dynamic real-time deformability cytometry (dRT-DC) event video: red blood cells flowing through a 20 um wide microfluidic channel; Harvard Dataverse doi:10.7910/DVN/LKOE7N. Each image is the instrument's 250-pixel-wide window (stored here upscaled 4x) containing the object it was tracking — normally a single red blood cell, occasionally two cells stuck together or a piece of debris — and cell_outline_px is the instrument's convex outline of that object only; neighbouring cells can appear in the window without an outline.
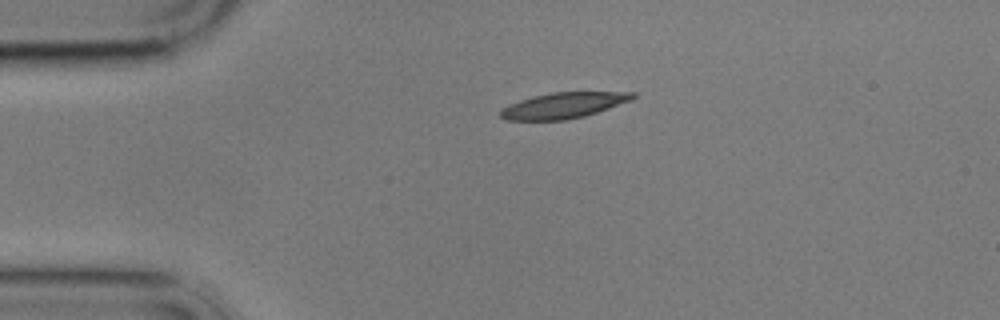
{"species": "common noctule bat (a hibernating species)", "species_latin": "Nyctalus noctula", "temperature_condition": "cold", "stored_images_in_passage": 2, "camera_frame_rate_fps": 3000, "um_per_image_px": 0.085, "animal": {"sex": "male", "body_mass_g": 17.9}, "frame": {"image": 1, "passage_image": 2, "time_ms": 2.333, "image_size_px": [1000, 320], "cell_outline_px": [[636, 96], [632, 100], [584, 116], [564, 120], [504, 120], [500, 116], [500, 112], [508, 104], [532, 96], [552, 92], [636, 92]], "centroid_in_image_um": [47.88, 8.95], "position_along_channel_um": 37.1, "area_um2": 19.77}}